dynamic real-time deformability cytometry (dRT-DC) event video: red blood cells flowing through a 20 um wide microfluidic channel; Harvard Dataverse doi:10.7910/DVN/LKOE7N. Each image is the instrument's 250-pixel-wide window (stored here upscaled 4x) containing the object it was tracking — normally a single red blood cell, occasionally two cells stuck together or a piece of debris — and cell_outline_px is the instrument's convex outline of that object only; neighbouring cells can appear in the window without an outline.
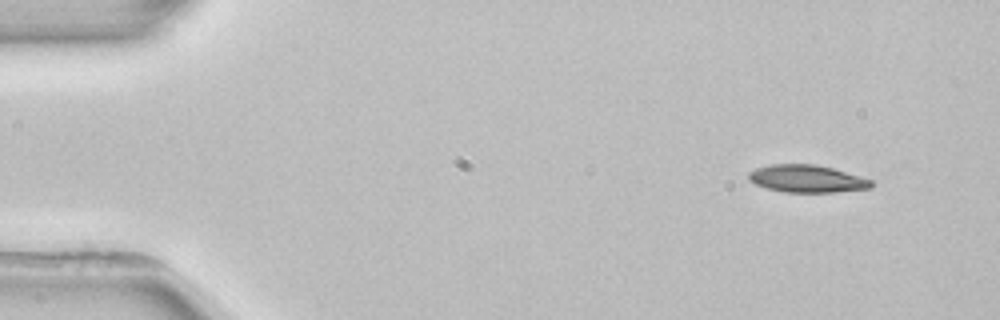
{"species": "common noctule bat (a hibernating species)", "species_latin": "Nyctalus noctula", "temperature_condition": "room temperature", "stored_images_in_passage": 3, "camera_frame_rate_fps": 3000, "um_per_image_px": 0.085, "animal": {"sex": "female", "body_mass_g": 22.7, "forearm_length_mm": 54.2}, "frame": {"image": 1, "passage_image": 1, "time_ms": 0.0, "image_size_px": [1000, 320], "cell_outline_px": [[872, 188], [836, 192], [784, 192], [768, 188], [756, 184], [748, 180], [748, 172], [756, 168], [772, 164], [816, 164], [832, 168], [872, 180]], "centroid_in_image_um": [68.57, 15.19], "position_along_channel_um": 16.4, "area_um2": 19.54}}